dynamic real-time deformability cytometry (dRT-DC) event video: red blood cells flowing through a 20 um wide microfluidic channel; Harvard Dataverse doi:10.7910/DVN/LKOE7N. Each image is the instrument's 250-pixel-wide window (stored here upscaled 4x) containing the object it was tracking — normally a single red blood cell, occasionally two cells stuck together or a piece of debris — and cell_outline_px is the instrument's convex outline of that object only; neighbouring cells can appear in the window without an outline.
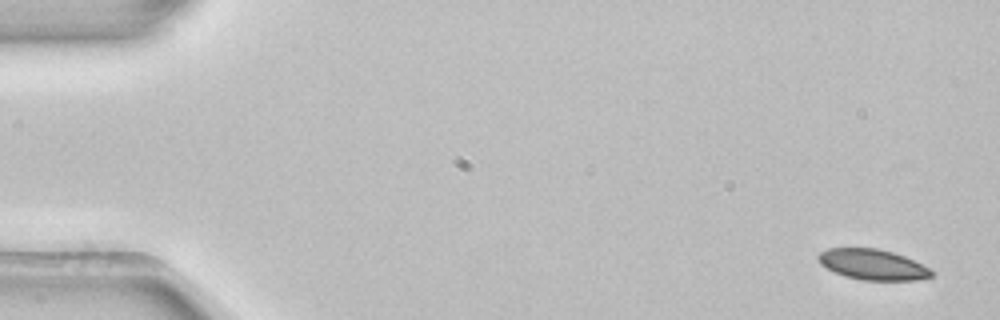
{"species": "common noctule bat (a hibernating species)", "species_latin": "Nyctalus noctula", "temperature_condition": "room temperature", "stored_images_in_passage": 5, "segment_of_instrument_passage": [1, 2], "camera_frame_rate_fps": 3000, "um_per_image_px": 0.085, "animal": {"sex": "female", "body_mass_g": 22.7, "forearm_length_mm": 54.2}, "frame": {"image": 1, "passage_image": 1, "time_ms": 0.0, "image_size_px": [1000, 320], "cell_outline_px": [[936, 272], [932, 276], [916, 280], [860, 280], [844, 276], [820, 264], [816, 256], [820, 252], [828, 248], [876, 248], [892, 252], [904, 256]], "centroid_in_image_um": [74.15, 22.49], "position_along_channel_um": 10.8, "area_um2": 20.06}}
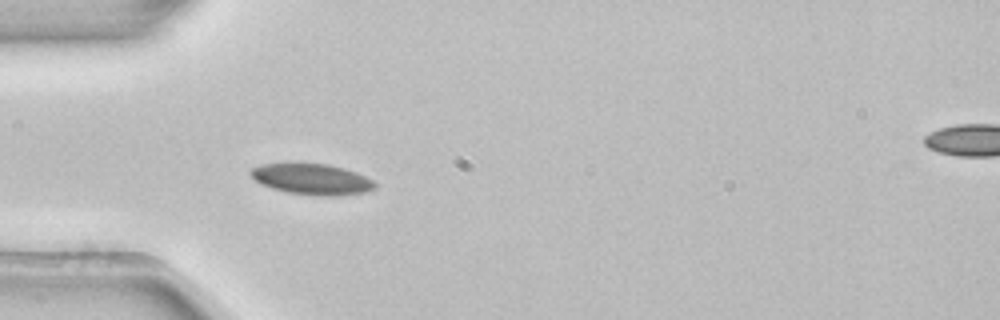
{"frame": {"image": 2, "passage_image": 4, "time_ms": 1.0, "image_size_px": [1000, 320], "cell_outline_px": [[376, 188], [364, 192], [336, 196], [320, 196], [284, 192], [260, 184], [248, 172], [252, 168], [260, 164], [328, 164], [344, 168], [356, 172], [372, 180], [376, 184]], "centroid_in_image_um": [26.5, 15.24], "position_along_channel_um": 58.5, "area_um2": 22.25}}